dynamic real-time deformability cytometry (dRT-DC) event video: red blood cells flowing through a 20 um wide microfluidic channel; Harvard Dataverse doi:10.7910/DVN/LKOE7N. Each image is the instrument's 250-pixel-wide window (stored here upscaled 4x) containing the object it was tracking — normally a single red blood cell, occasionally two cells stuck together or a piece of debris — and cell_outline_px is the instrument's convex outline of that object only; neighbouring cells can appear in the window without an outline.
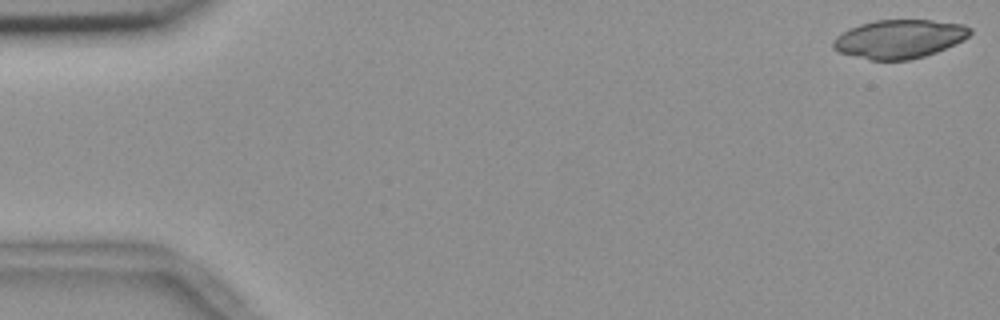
{"species": "common noctule bat (a hibernating species)", "species_latin": "Nyctalus noctula", "temperature_condition": "room temperature", "stored_images_in_passage": 13, "camera_frame_rate_fps": 3000, "um_per_image_px": 0.085, "animal": {"sex": "female", "body_mass_g": 18.4}, "frame": {"image": 1, "passage_image": 1, "time_ms": 0.0, "image_size_px": [1000, 320], "cell_outline_px": [[972, 32], [964, 40], [936, 52], [924, 56], [908, 60], [868, 60], [840, 52], [832, 48], [832, 40], [836, 36], [860, 24], [876, 20], [932, 20], [964, 24], [972, 28]], "centroid_in_image_um": [76.46, 3.31], "position_along_channel_um": 8.5, "area_um2": 30.81}}